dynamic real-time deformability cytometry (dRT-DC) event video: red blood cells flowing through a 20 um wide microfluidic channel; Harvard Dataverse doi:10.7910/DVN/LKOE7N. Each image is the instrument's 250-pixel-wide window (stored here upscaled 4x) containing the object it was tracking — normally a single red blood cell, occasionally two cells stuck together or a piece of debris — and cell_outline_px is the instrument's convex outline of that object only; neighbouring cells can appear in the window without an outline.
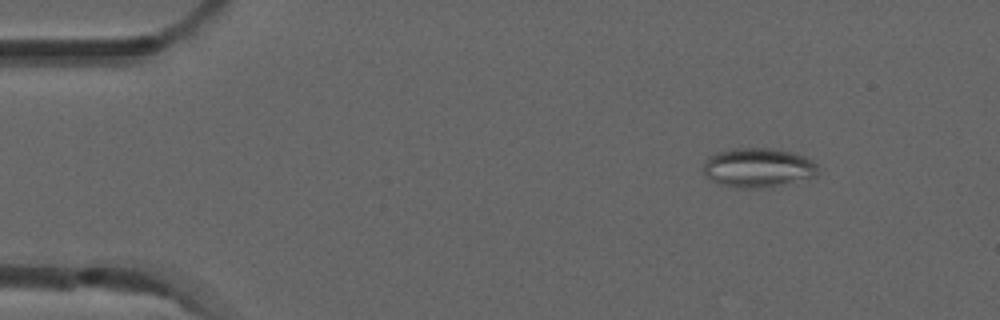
{"species": "common noctule bat (a hibernating species)", "species_latin": "Nyctalus noctula", "temperature_condition": "room temperature", "stored_images_in_passage": 4, "camera_frame_rate_fps": 3000, "um_per_image_px": 0.085, "animal": {"sex": "male", "forearm_length_mm": 52.5}, "frame": {"image": 1, "passage_image": 2, "time_ms": 0.333, "image_size_px": [1000, 320], "cell_outline_px": [[816, 176], [772, 188], [744, 188], [720, 184], [704, 176], [704, 164], [708, 156], [720, 152], [736, 148], [768, 148], [792, 152], [804, 156], [812, 160], [816, 164]], "centroid_in_image_um": [64.44, 14.27], "position_along_channel_um": 20.6, "area_um2": 26.24}}